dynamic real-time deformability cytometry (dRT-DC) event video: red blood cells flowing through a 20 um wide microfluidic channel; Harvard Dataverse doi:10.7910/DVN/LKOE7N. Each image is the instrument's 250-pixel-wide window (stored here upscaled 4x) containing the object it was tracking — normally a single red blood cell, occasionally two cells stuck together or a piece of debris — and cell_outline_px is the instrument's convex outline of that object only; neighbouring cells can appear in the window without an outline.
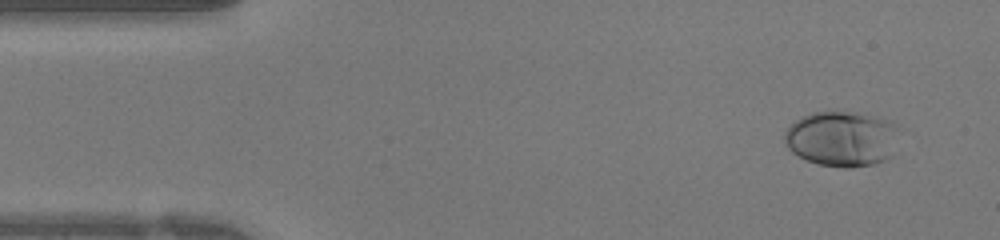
{"species": "human", "species_latin": "Homo sapiens", "temperature_condition": "warm", "stored_images_in_passage": 39, "camera_frame_rate_fps": 3000, "um_per_image_px": 0.085, "donor": {"sex": "female"}, "frame": {"image": 1, "passage_image": 1, "time_ms": 0.0, "image_size_px": [1000, 240], "cell_outline_px": [[892, 124], [884, 160], [872, 164], [852, 168], [844, 168], [820, 164], [808, 160], [792, 152], [788, 148], [784, 140], [784, 132], [796, 120], [812, 112], [848, 112], [888, 120]], "centroid_in_image_um": [71.34, 11.8], "position_along_channel_um": 13.7, "area_um2": 34.8}}
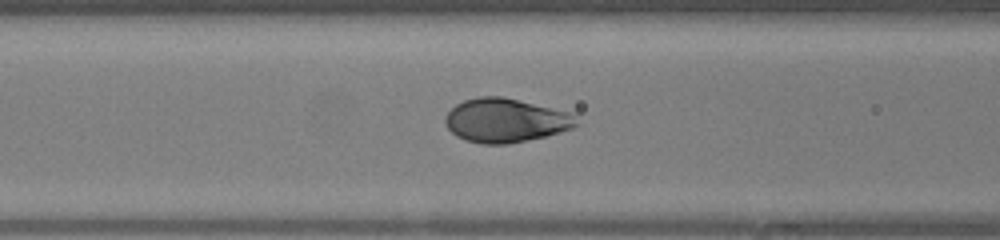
{"frame": {"image": 2, "passage_image": 14, "time_ms": 4.333, "image_size_px": [1000, 240], "cell_outline_px": [[580, 124], [572, 128], [560, 132], [544, 136], [508, 144], [480, 144], [464, 140], [456, 136], [444, 124], [444, 116], [456, 104], [464, 100], [480, 96], [500, 96], [580, 112]], "centroid_in_image_um": [43.07, 10.21], "position_along_channel_um": 123.5, "area_um2": 34.51}}
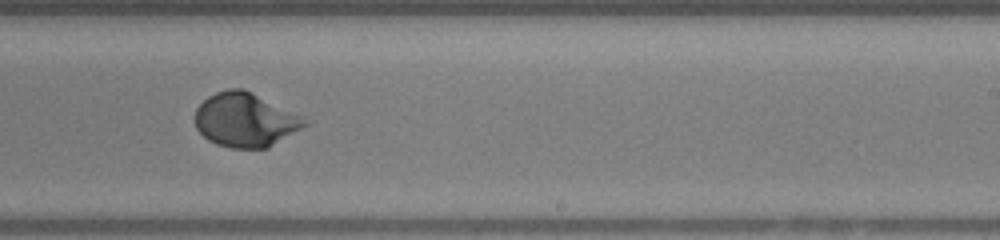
{"frame": {"image": 3, "passage_image": 23, "time_ms": 7.333, "image_size_px": [1000, 240], "cell_outline_px": [[308, 124], [268, 148], [232, 148], [216, 144], [208, 140], [196, 128], [192, 120], [192, 116], [196, 108], [208, 96], [216, 92], [228, 88], [244, 88], [304, 116], [308, 120]], "centroid_in_image_um": [20.82, 10.18], "position_along_channel_um": 268.2, "area_um2": 34.97}}